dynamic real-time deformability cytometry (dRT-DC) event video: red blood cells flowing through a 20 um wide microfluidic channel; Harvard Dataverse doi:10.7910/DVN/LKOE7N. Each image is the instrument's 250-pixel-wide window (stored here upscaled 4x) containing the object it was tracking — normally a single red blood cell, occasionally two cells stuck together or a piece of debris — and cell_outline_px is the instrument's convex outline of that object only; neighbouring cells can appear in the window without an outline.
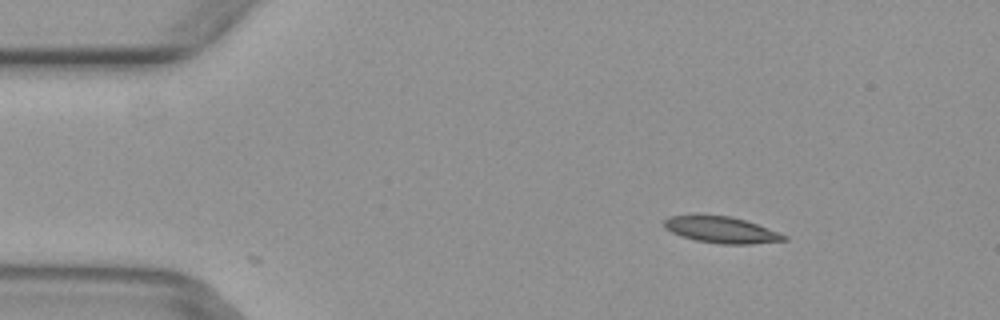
{"species": "common noctule bat (a hibernating species)", "species_latin": "Nyctalus noctula", "temperature_condition": "warm", "stored_images_in_passage": 4, "camera_frame_rate_fps": 3000, "um_per_image_px": 0.085, "animal": {"sex": "female", "body_mass_g": 29.2, "forearm_length_mm": 56.3}, "frame": {"image": 1, "passage_image": 2, "time_ms": 0.333, "image_size_px": [1000, 320], "cell_outline_px": [[788, 240], [752, 244], [720, 244], [696, 240], [680, 236], [664, 228], [664, 220], [668, 216], [688, 212], [696, 212], [732, 216], [756, 224], [788, 236]], "centroid_in_image_um": [61.21, 19.48], "position_along_channel_um": 23.8, "area_um2": 19.19}}